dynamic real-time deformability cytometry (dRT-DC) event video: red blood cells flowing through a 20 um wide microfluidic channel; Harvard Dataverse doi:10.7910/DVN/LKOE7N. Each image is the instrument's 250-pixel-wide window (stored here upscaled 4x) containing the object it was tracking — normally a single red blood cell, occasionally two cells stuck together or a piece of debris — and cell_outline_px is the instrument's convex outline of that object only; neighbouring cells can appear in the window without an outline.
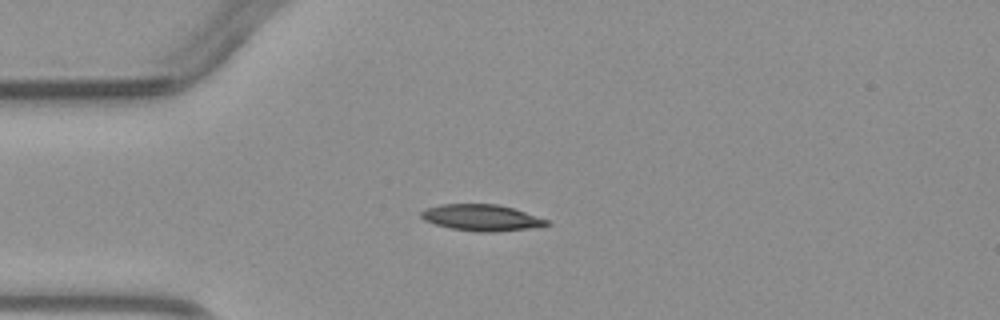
{"species": "common noctule bat (a hibernating species)", "species_latin": "Nyctalus noctula", "temperature_condition": "warm", "stored_images_in_passage": 1, "camera_frame_rate_fps": 3000, "um_per_image_px": 0.085, "animal": {"sex": "male", "body_mass_g": 23.1, "forearm_length_mm": 52.7}, "frame": {"image": 1, "passage_image": 1, "time_ms": 0.0, "image_size_px": [1000, 320], "cell_outline_px": [[552, 224], [536, 228], [492, 232], [476, 232], [452, 228], [436, 224], [424, 220], [420, 216], [420, 212], [424, 208], [440, 204], [496, 204], [512, 208], [548, 220]], "centroid_in_image_um": [40.93, 18.5], "position_along_channel_um": 44.1, "area_um2": 19.31}}